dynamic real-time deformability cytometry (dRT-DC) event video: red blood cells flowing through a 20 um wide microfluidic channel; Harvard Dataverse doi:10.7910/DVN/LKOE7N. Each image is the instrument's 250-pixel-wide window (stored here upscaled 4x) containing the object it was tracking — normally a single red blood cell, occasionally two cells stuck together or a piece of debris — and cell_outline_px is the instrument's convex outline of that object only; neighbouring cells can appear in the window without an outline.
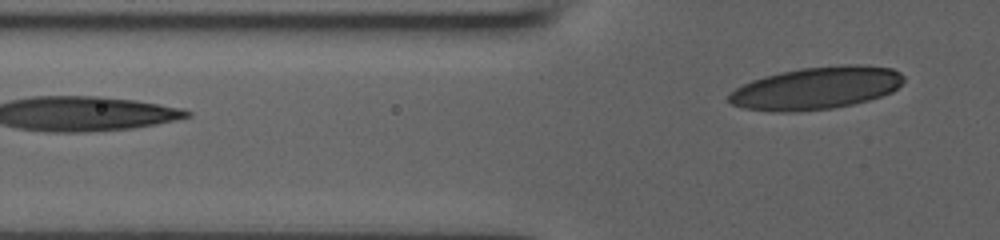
{"species": "human", "species_latin": "Homo sapiens", "temperature_condition": "room temperature", "stored_images_in_passage": 5, "segment_of_instrument_passage": [2, 2], "camera_frame_rate_fps": 3000, "um_per_image_px": 0.085, "donor": {"sex": "male"}, "frame": {"image": 1, "passage_image": 5, "time_ms": 1.333, "image_size_px": [1000, 240], "cell_outline_px": [[904, 80], [892, 92], [868, 100], [852, 104], [832, 108], [796, 112], [772, 112], [744, 108], [732, 104], [728, 100], [728, 92], [752, 80], [764, 76], [780, 72], [800, 68], [844, 64], [860, 64], [892, 68], [900, 72], [904, 76]], "centroid_in_image_um": [69.37, 7.48], "position_along_channel_um": 56.4, "area_um2": 43.47}}